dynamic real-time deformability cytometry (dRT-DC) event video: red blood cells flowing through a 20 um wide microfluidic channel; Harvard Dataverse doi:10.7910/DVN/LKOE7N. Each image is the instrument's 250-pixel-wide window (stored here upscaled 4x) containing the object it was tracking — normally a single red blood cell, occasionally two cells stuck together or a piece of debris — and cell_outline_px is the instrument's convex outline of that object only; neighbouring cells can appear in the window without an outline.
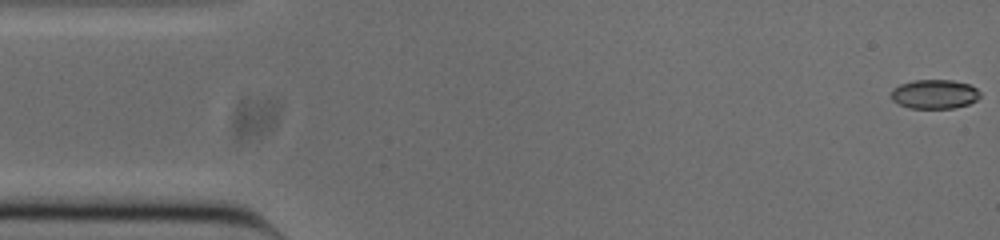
{"species": "common noctule bat (a hibernating species)", "species_latin": "Nyctalus noctula", "temperature_condition": "cold", "stored_images_in_passage": 52, "camera_frame_rate_fps": 3000, "um_per_image_px": 0.085, "animal": {"sex": "male", "body_mass_g": 20.0, "forearm_length_mm": 53.3}, "frame": {"image": 1, "passage_image": 1, "time_ms": 0.0, "image_size_px": [1000, 240], "cell_outline_px": [[980, 96], [976, 100], [968, 104], [952, 108], [908, 108], [892, 100], [892, 88], [900, 84], [912, 80], [952, 80], [968, 84], [976, 88], [980, 92]], "centroid_in_image_um": [79.42, 7.99], "position_along_channel_um": 5.6, "area_um2": 15.09}}
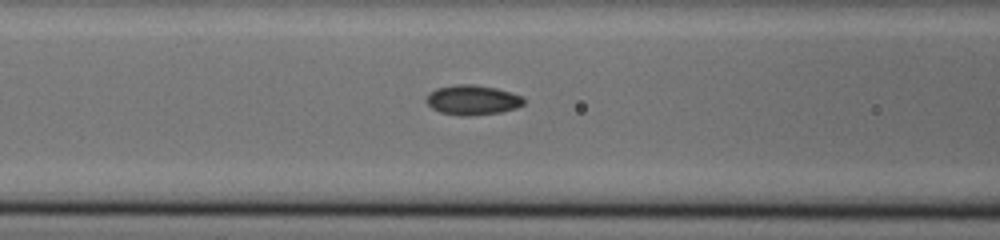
{"frame": {"image": 2, "passage_image": 20, "time_ms": 6.333, "image_size_px": [1000, 240], "cell_outline_px": [[524, 104], [516, 108], [500, 112], [468, 116], [460, 116], [440, 112], [432, 108], [424, 100], [428, 92], [436, 88], [456, 84], [472, 84], [496, 88], [512, 92], [524, 96]], "centroid_in_image_um": [40.15, 8.49], "position_along_channel_um": 126.5, "area_um2": 17.17}}
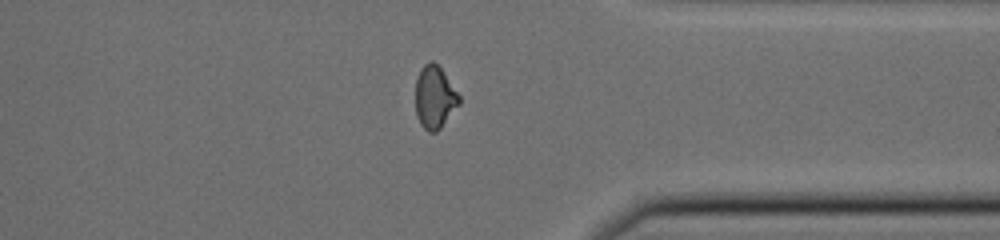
{"frame": {"image": 3, "passage_image": 40, "time_ms": 13.0, "image_size_px": [1000, 240], "cell_outline_px": [[460, 104], [440, 128], [436, 132], [428, 132], [420, 124], [416, 116], [416, 76], [420, 68], [424, 64], [432, 60], [440, 68], [460, 96]], "centroid_in_image_um": [36.93, 8.27], "position_along_channel_um": 374.5, "area_um2": 15.9}, "authors_computed_cell_mechanics": {"area_um2": 15.9817, "velocity_mm_per_s": 3.8648, "shape_relaxation_time_tau1_ms": null, "shape_relaxation_time_tau2_ms": 1.873, "deformation_change_tau1": null, "deformation_change_tau2": 0.0646}}